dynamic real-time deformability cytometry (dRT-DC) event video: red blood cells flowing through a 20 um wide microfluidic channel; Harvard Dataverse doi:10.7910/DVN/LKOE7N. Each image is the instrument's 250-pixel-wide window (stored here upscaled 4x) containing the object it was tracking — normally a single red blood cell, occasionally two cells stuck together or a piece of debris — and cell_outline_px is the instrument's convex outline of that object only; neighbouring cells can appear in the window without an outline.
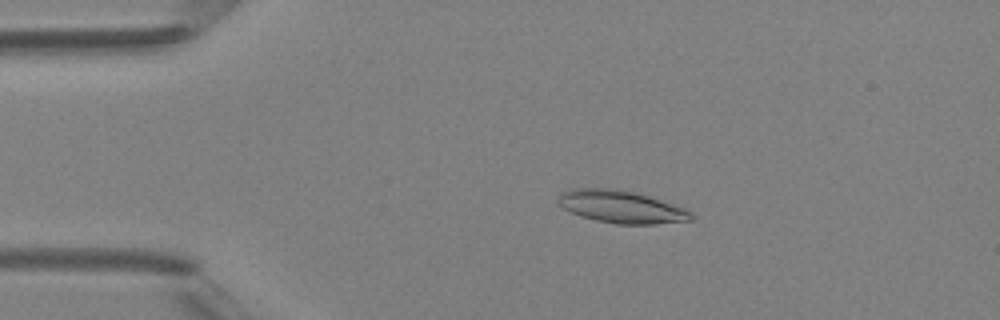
{"species": "Egyptian fruit bat (a non-hibernating species)", "species_latin": "Rousettus aegyptiacus", "temperature_condition": "room temperature", "stored_images_in_passage": 3, "camera_frame_rate_fps": 3000, "um_per_image_px": 0.085, "animal": {"sex": "female"}, "frame": {"image": 1, "passage_image": 2, "time_ms": 1.0, "image_size_px": [1000, 320], "cell_outline_px": [[692, 220], [656, 224], [616, 224], [596, 220], [580, 216], [564, 208], [556, 200], [560, 192], [572, 188], [620, 188], [648, 196], [684, 208], [692, 212]], "centroid_in_image_um": [52.77, 17.57], "position_along_channel_um": 32.2, "area_um2": 25.2}}